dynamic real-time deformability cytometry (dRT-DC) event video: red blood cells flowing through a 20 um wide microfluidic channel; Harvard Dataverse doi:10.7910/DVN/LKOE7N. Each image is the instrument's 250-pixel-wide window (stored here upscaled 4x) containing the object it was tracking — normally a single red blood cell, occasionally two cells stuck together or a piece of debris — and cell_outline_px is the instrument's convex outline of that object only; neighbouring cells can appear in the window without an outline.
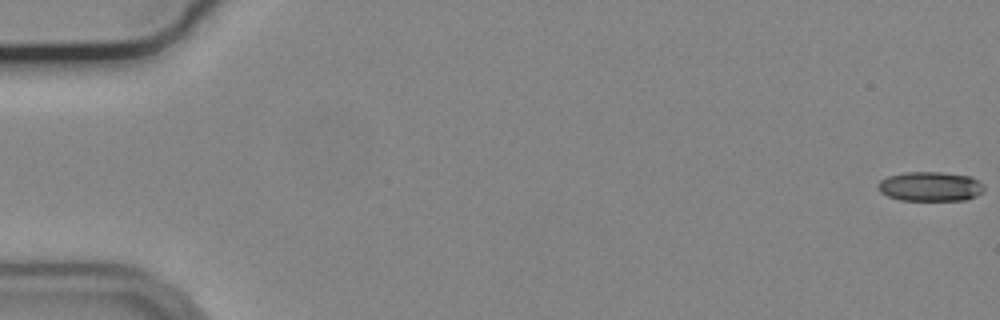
{"species": "common noctule bat (a hibernating species)", "species_latin": "Nyctalus noctula", "temperature_condition": "cold", "stored_images_in_passage": 56, "camera_frame_rate_fps": 3000, "um_per_image_px": 0.085, "animal": {"sex": "male", "body_mass_g": 19.2, "forearm_length_mm": 51.8}, "frame": {"image": 1, "passage_image": 1, "time_ms": 0.0, "image_size_px": [1000, 320], "cell_outline_px": [[984, 192], [976, 196], [964, 200], [900, 200], [888, 196], [880, 192], [876, 188], [876, 184], [880, 180], [888, 176], [904, 172], [940, 172], [972, 176], [984, 184]], "centroid_in_image_um": [79.07, 15.84], "position_along_channel_um": 5.9, "area_um2": 18.5}}
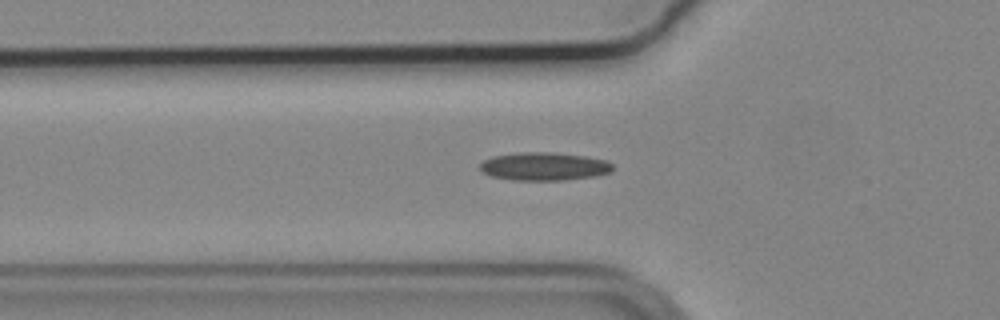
{"frame": {"image": 2, "passage_image": 20, "time_ms": 6.333, "image_size_px": [1000, 320], "cell_outline_px": [[612, 172], [596, 176], [564, 180], [512, 180], [492, 176], [484, 172], [480, 168], [480, 164], [484, 160], [492, 156], [520, 152], [552, 152], [584, 156], [608, 160], [612, 164]], "centroid_in_image_um": [46.28, 14.14], "position_along_channel_um": 79.5, "area_um2": 21.79}}
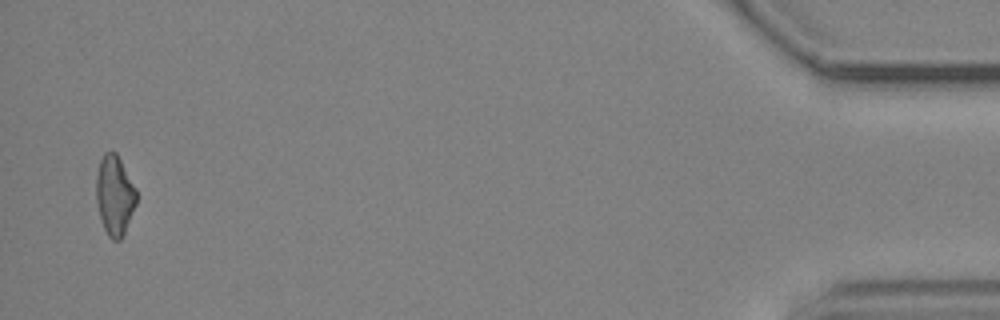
{"frame": {"image": 3, "passage_image": 55, "time_ms": 18.0, "image_size_px": [1000, 320], "cell_outline_px": [[136, 204], [124, 232], [120, 240], [112, 240], [108, 236], [104, 228], [100, 216], [96, 200], [96, 176], [100, 160], [104, 152], [116, 152], [136, 188]], "centroid_in_image_um": [9.73, 16.59], "position_along_channel_um": 425.5, "area_um2": 18.5}, "authors_computed_cell_mechanics": {"area_um2": 19.363, "velocity_mm_per_s": 3.7083, "shape_relaxation_time_tau1_ms": null, "shape_relaxation_time_tau2_ms": 5.1616, "deformation_change_tau1": null, "deformation_change_tau2": 0.1506}}